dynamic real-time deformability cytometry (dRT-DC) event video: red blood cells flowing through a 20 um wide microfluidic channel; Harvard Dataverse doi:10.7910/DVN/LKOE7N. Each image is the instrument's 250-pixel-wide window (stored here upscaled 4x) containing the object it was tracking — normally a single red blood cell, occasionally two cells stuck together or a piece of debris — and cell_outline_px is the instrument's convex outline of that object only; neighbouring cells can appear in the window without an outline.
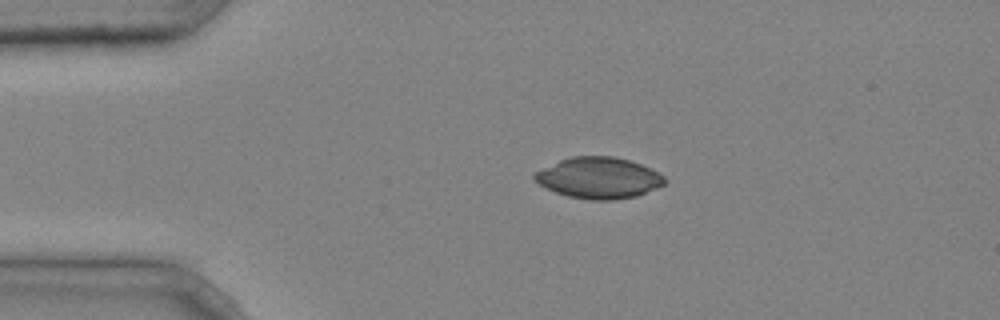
{"species": "common noctule bat (a hibernating species)", "species_latin": "Nyctalus noctula", "temperature_condition": "cold", "stored_images_in_passage": 1, "camera_frame_rate_fps": 3000, "um_per_image_px": 0.085, "animal": {"sex": "male", "body_mass_g": 20.4}, "frame": {"image": 1, "passage_image": 1, "time_ms": 0.0, "image_size_px": [1000, 320], "cell_outline_px": [[668, 180], [664, 184], [656, 188], [636, 196], [612, 200], [588, 200], [568, 196], [556, 192], [532, 180], [532, 176], [536, 172], [560, 160], [572, 156], [612, 156], [628, 160], [640, 164], [664, 176]], "centroid_in_image_um": [50.89, 15.12], "position_along_channel_um": 34.1, "area_um2": 30.92}}